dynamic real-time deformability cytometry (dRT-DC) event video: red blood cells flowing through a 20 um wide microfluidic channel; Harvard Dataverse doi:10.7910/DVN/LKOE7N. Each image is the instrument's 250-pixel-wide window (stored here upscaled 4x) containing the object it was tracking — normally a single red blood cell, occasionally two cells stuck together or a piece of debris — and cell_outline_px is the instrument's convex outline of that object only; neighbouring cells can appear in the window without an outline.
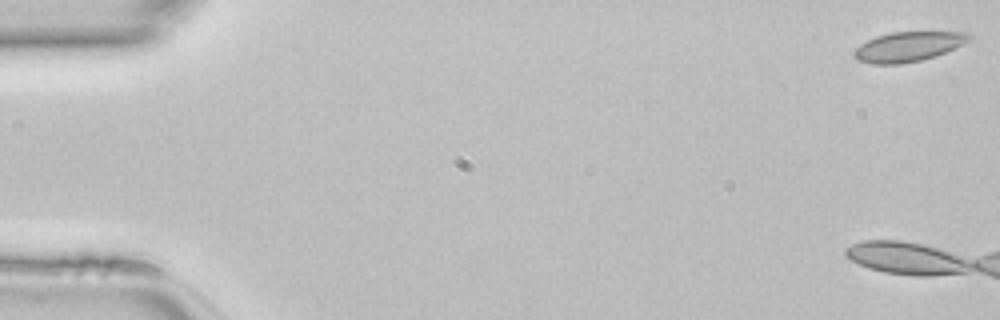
{"species": "common noctule bat (a hibernating species)", "species_latin": "Nyctalus noctula", "temperature_condition": "room temperature", "stored_images_in_passage": 6, "camera_frame_rate_fps": 3000, "um_per_image_px": 0.085, "animal": {"sex": "female", "body_mass_g": 22.7, "forearm_length_mm": 54.2}, "frame": {"image": 1, "passage_image": 1, "time_ms": 0.0, "image_size_px": [1000, 320], "cell_outline_px": [[972, 40], [964, 44], [936, 56], [920, 60], [900, 64], [872, 64], [856, 60], [852, 56], [852, 52], [860, 44], [876, 36], [892, 32], [968, 32], [972, 36]], "centroid_in_image_um": [77.19, 3.97], "position_along_channel_um": 7.8, "area_um2": 20.11}}